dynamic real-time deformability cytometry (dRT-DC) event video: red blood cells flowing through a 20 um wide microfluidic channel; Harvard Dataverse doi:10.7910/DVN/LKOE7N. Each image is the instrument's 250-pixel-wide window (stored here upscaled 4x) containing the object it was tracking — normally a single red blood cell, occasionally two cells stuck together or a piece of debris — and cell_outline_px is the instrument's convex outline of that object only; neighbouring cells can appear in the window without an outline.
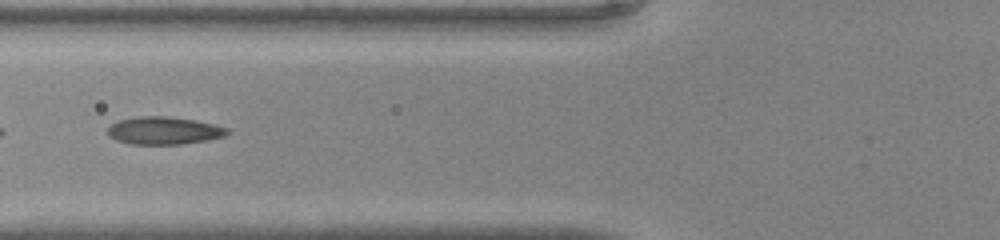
{"species": "common noctule bat (a hibernating species)", "species_latin": "Nyctalus noctula", "temperature_condition": "warm", "stored_images_in_passage": 12, "camera_frame_rate_fps": 3000, "um_per_image_px": 0.085, "animal": {"sex": "male", "body_mass_g": 20.0, "forearm_length_mm": 53.3}, "frame": {"image": 1, "passage_image": 7, "time_ms": 2.0, "image_size_px": [1000, 240], "cell_outline_px": [[228, 132], [224, 136], [204, 140], [180, 144], [132, 144], [116, 140], [108, 136], [108, 128], [112, 124], [120, 120], [140, 116], [168, 116], [196, 120], [228, 128]], "centroid_in_image_um": [13.9, 11.09], "position_along_channel_um": 111.9, "area_um2": 19.02}}